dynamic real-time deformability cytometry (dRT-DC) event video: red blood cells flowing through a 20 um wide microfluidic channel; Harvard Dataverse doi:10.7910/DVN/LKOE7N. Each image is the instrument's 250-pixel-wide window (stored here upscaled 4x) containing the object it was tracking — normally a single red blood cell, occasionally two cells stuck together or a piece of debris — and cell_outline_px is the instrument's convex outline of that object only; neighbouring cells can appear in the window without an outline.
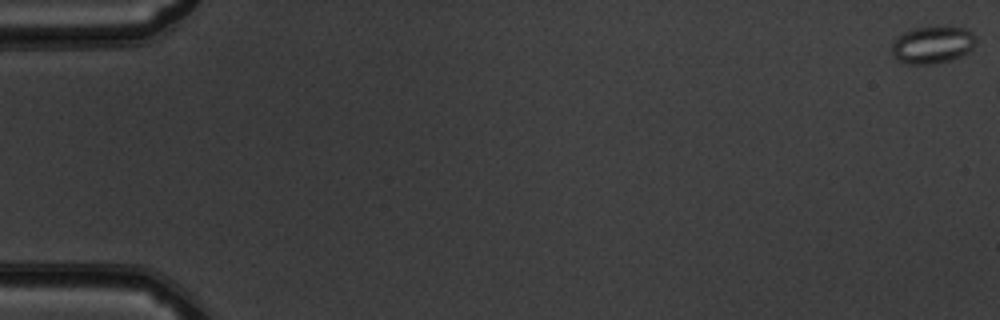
{"species": "common noctule bat (a hibernating species)", "species_latin": "Nyctalus noctula", "temperature_condition": "warm", "stored_images_in_passage": 7, "camera_frame_rate_fps": 3000, "um_per_image_px": 0.085, "animal": {"sex": "male", "body_mass_g": 19.5, "forearm_length_mm": 54.6}, "frame": {"image": 1, "passage_image": 1, "time_ms": 0.0, "image_size_px": [1000, 320], "cell_outline_px": [[976, 40], [972, 48], [960, 56], [948, 60], [932, 64], [912, 64], [900, 60], [892, 56], [892, 40], [904, 32], [916, 28], [944, 24], [964, 28], [972, 32]], "centroid_in_image_um": [79.25, 3.76], "position_along_channel_um": 5.7, "area_um2": 18.44}}